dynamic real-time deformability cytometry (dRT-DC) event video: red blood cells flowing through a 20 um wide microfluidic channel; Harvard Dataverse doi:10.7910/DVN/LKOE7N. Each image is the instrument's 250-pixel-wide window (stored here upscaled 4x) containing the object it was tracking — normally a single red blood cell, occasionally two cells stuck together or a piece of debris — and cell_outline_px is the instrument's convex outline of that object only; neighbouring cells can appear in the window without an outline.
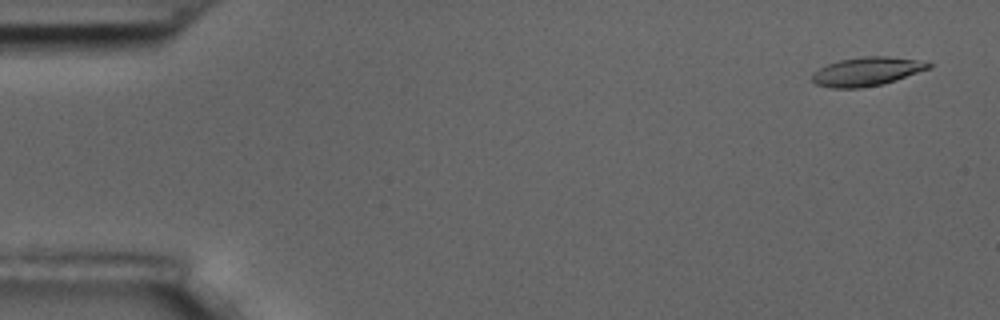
{"species": "common noctule bat (a hibernating species)", "species_latin": "Nyctalus noctula", "temperature_condition": "room temperature", "stored_images_in_passage": 4, "camera_frame_rate_fps": 3000, "um_per_image_px": 0.085, "animal": {"sex": "male", "body_mass_g": 17.5, "forearm_length_mm": 52.3}, "frame": {"image": 1, "passage_image": 1, "time_ms": 0.0, "image_size_px": [1000, 320], "cell_outline_px": [[932, 68], [884, 84], [860, 88], [832, 88], [816, 84], [812, 80], [812, 72], [828, 64], [840, 60], [860, 56], [884, 56], [916, 60], [932, 64]], "centroid_in_image_um": [73.67, 6.08], "position_along_channel_um": 11.3, "area_um2": 19.48}}